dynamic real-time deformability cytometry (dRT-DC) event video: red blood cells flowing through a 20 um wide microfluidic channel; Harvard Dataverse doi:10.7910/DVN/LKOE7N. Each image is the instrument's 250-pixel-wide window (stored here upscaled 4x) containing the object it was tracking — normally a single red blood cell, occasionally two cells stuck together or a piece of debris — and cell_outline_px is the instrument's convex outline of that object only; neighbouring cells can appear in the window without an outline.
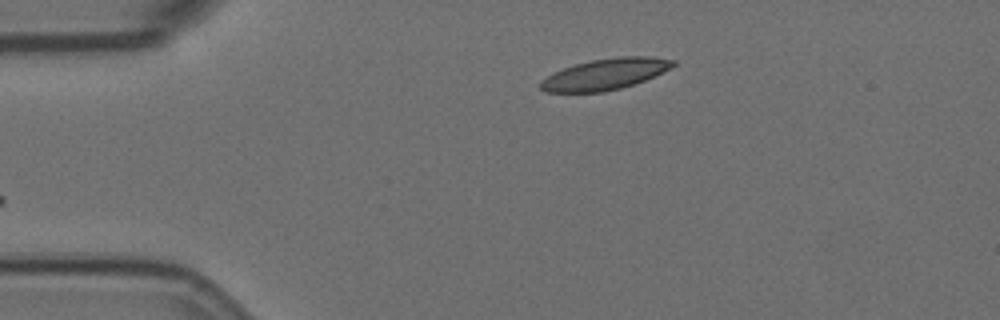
{"species": "Egyptian fruit bat (a non-hibernating species)", "species_latin": "Rousettus aegyptiacus", "temperature_condition": "room temperature", "stored_images_in_passage": 2, "camera_frame_rate_fps": 3000, "um_per_image_px": 0.085, "animal": {"sex": "female"}, "frame": {"image": 1, "passage_image": 2, "time_ms": 0.333, "image_size_px": [1000, 320], "cell_outline_px": [[676, 64], [672, 68], [644, 80], [620, 88], [604, 92], [544, 92], [540, 88], [540, 80], [564, 68], [576, 64], [592, 60], [616, 56], [648, 56], [676, 60]], "centroid_in_image_um": [51.46, 6.3], "position_along_channel_um": 33.5, "area_um2": 23.87}}